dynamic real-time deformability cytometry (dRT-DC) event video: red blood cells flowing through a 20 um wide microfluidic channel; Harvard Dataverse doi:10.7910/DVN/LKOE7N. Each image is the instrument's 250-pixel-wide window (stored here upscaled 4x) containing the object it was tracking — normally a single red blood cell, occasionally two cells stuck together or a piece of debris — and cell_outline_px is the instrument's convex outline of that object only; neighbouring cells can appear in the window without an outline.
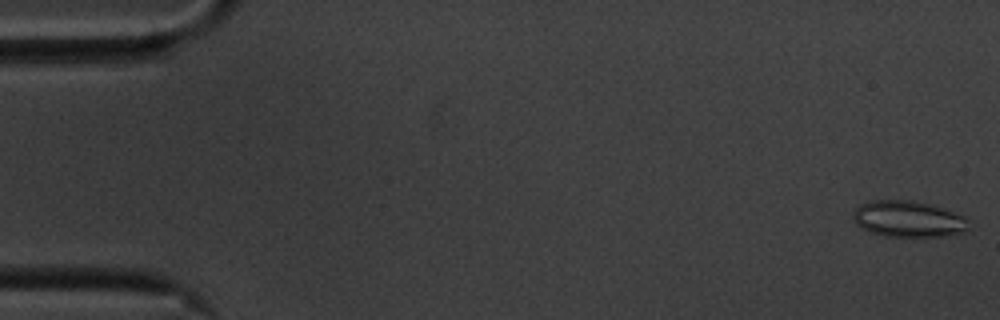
{"species": "common noctule bat (a hibernating species)", "species_latin": "Nyctalus noctula", "temperature_condition": "cold", "stored_images_in_passage": 57, "camera_frame_rate_fps": 3000, "um_per_image_px": 0.085, "animal": {"sex": "male", "body_mass_g": 20.1, "forearm_length_mm": 53.5}, "frame": {"image": 1, "passage_image": 1, "time_ms": 0.0, "image_size_px": [1000, 320], "cell_outline_px": [[968, 228], [960, 232], [944, 236], [888, 236], [868, 232], [860, 228], [856, 224], [852, 216], [852, 212], [856, 208], [872, 200], [912, 200], [932, 204], [944, 208], [964, 216], [968, 220]], "centroid_in_image_um": [77.18, 18.6], "position_along_channel_um": 7.8, "area_um2": 24.39}}
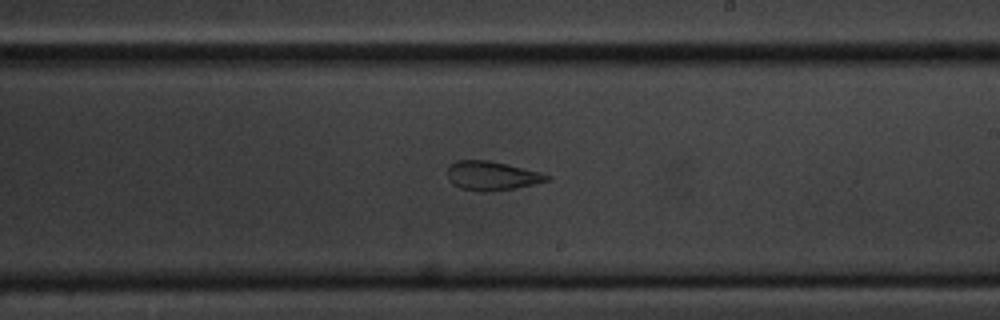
{"frame": {"image": 2, "passage_image": 33, "time_ms": 10.667, "image_size_px": [1000, 320], "cell_outline_px": [[552, 176], [548, 180], [532, 184], [512, 188], [484, 192], [460, 188], [452, 184], [448, 180], [448, 168], [456, 160], [488, 160], [540, 172]], "centroid_in_image_um": [41.76, 14.93], "position_along_channel_um": 247.2, "area_um2": 16.53}}
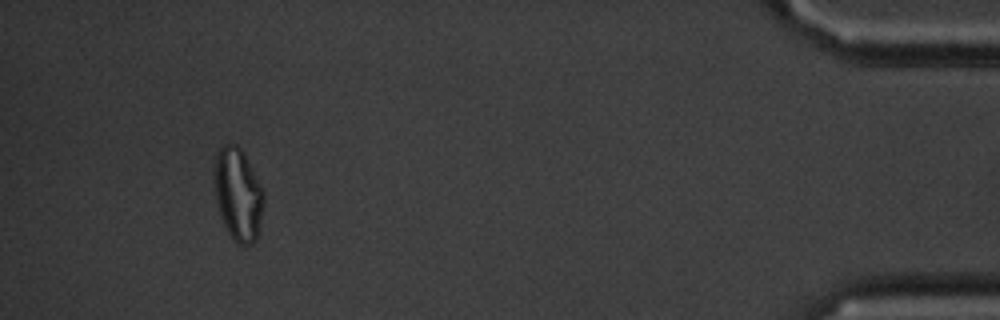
{"frame": {"image": 3, "passage_image": 53, "time_ms": 17.333, "image_size_px": [1000, 320], "cell_outline_px": [[264, 204], [260, 232], [256, 240], [252, 244], [236, 244], [228, 232], [220, 216], [212, 180], [216, 152], [224, 144], [236, 144], [244, 152], [264, 192]], "centroid_in_image_um": [20.23, 16.53], "position_along_channel_um": 415.0, "area_um2": 27.22}, "authors_computed_cell_mechanics": {"area_um2": 20.9236, "velocity_mm_per_s": 3.5053, "shape_relaxation_time_tau1_ms": null, "shape_relaxation_time_tau2_ms": 1.8455, "deformation_change_tau1": null, "deformation_change_tau2": 0.0954}}